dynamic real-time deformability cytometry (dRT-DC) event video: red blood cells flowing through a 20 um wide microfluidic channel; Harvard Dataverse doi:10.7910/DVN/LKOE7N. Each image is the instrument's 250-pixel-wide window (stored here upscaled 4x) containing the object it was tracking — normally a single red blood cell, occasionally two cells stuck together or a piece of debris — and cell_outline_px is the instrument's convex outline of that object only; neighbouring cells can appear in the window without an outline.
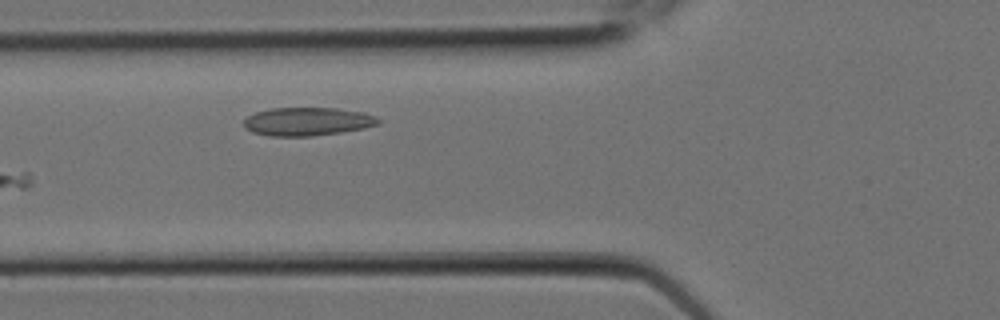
{"species": "Egyptian fruit bat (a non-hibernating species)", "species_latin": "Rousettus aegyptiacus", "temperature_condition": "room temperature", "stored_images_in_passage": 8, "camera_frame_rate_fps": 3000, "um_per_image_px": 0.085, "animal": {"sex": "female"}, "frame": {"image": 1, "passage_image": 8, "time_ms": 2.333, "image_size_px": [1000, 320], "cell_outline_px": [[380, 124], [364, 128], [340, 132], [312, 136], [268, 136], [252, 132], [244, 128], [244, 120], [248, 116], [256, 112], [272, 108], [336, 108], [364, 112], [376, 116], [380, 120]], "centroid_in_image_um": [26.14, 10.33], "position_along_channel_um": 99.7, "area_um2": 22.25}}